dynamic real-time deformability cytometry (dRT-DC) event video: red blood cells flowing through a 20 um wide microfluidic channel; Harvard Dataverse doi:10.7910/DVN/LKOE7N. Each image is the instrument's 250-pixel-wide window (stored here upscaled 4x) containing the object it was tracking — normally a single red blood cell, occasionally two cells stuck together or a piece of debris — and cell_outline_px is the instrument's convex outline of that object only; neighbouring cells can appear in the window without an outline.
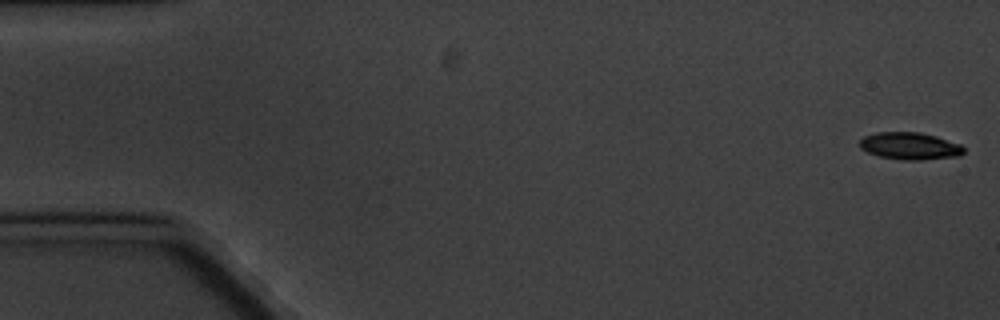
{"species": "common noctule bat (a hibernating species)", "species_latin": "Nyctalus noctula", "temperature_condition": "cold", "stored_images_in_passage": 5, "camera_frame_rate_fps": 3000, "um_per_image_px": 0.085, "animal": {"sex": "male", "body_mass_g": 20.1, "forearm_length_mm": 53.5}, "frame": {"image": 1, "passage_image": 1, "time_ms": 0.0, "image_size_px": [1000, 320], "cell_outline_px": [[964, 152], [960, 156], [920, 160], [904, 160], [880, 156], [868, 152], [860, 148], [860, 140], [864, 136], [876, 132], [920, 132], [936, 136], [960, 144], [964, 148]], "centroid_in_image_um": [77.35, 12.4], "position_along_channel_um": 7.7, "area_um2": 16.47}}
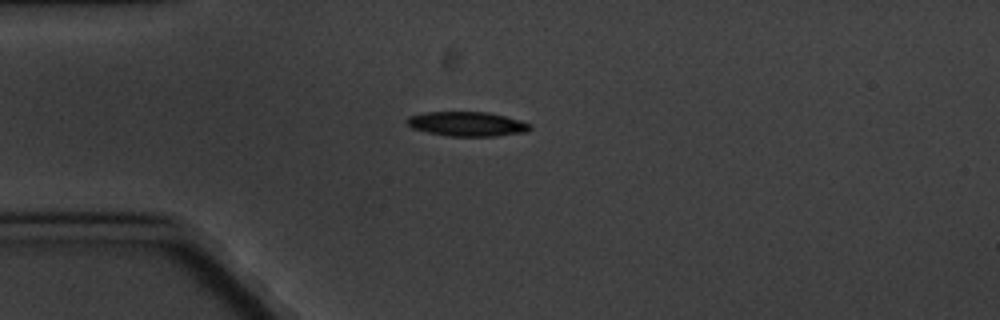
{"frame": {"image": 2, "passage_image": 5, "time_ms": 4.667, "image_size_px": [1000, 320], "cell_outline_px": [[532, 128], [524, 132], [496, 136], [448, 136], [428, 132], [412, 128], [404, 120], [408, 116], [424, 112], [488, 112], [520, 120], [528, 124]], "centroid_in_image_um": [39.65, 10.53], "position_along_channel_um": 45.4, "area_um2": 17.46}}